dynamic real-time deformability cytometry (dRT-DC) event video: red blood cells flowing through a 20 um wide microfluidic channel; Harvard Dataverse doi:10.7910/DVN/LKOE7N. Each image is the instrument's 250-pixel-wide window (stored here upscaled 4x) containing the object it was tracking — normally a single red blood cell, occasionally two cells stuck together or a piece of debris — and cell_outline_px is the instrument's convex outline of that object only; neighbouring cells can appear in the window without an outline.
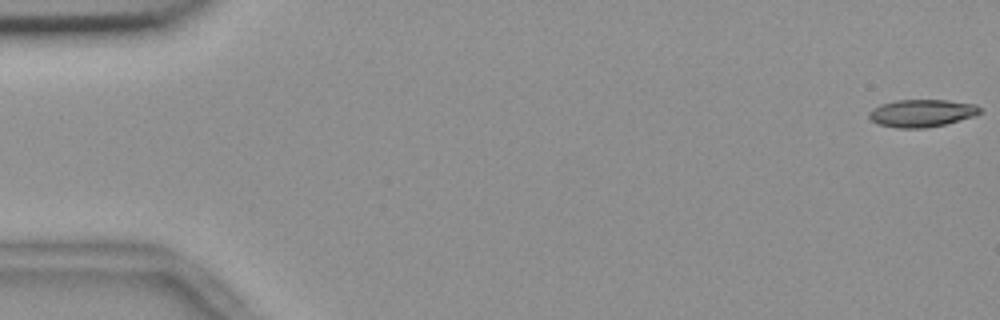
{"species": "common noctule bat (a hibernating species)", "species_latin": "Nyctalus noctula", "temperature_condition": "room temperature", "stored_images_in_passage": 55, "camera_frame_rate_fps": 3000, "um_per_image_px": 0.085, "animal": {"sex": "female", "body_mass_g": 18.4}, "frame": {"image": 1, "passage_image": 1, "time_ms": 0.0, "image_size_px": [1000, 320], "cell_outline_px": [[980, 112], [976, 116], [928, 128], [896, 128], [880, 124], [872, 120], [868, 116], [868, 112], [872, 108], [880, 104], [896, 100], [948, 100], [976, 104], [980, 108]], "centroid_in_image_um": [78.35, 9.61], "position_along_channel_um": 6.7, "area_um2": 17.86}}
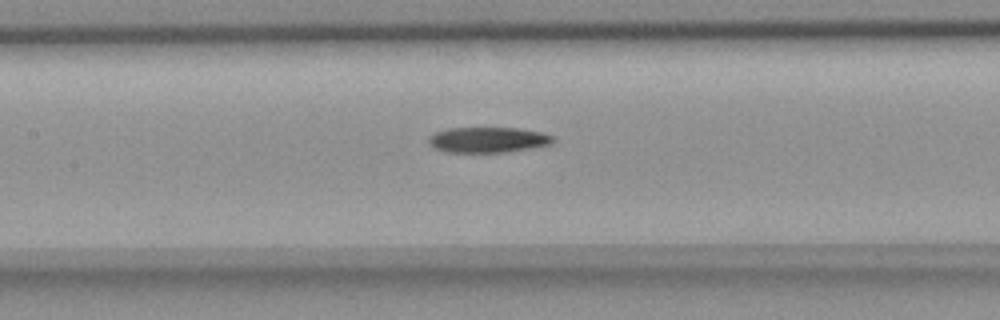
{"frame": {"image": 2, "passage_image": 26, "time_ms": 8.333, "image_size_px": [1000, 320], "cell_outline_px": [[552, 144], [504, 152], [448, 152], [432, 148], [428, 144], [428, 136], [436, 132], [448, 128], [516, 128], [544, 132], [552, 136]], "centroid_in_image_um": [41.42, 11.88], "position_along_channel_um": 166.0, "area_um2": 18.44}}
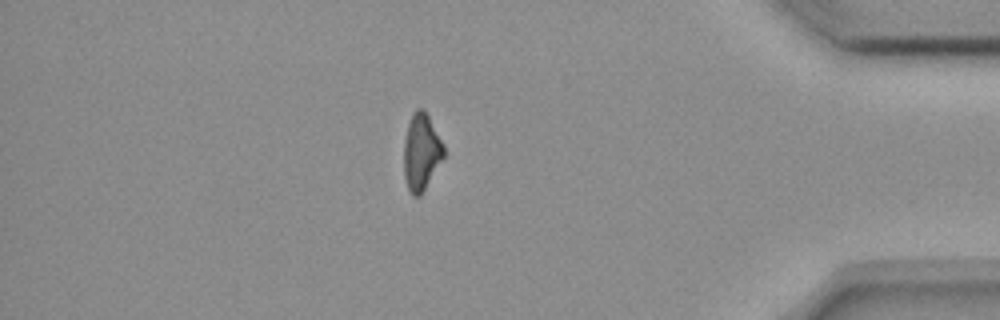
{"frame": {"image": 3, "passage_image": 48, "time_ms": 15.667, "image_size_px": [1000, 320], "cell_outline_px": [[444, 156], [420, 196], [412, 196], [408, 188], [404, 176], [404, 140], [408, 124], [412, 112], [416, 108], [420, 108], [428, 116], [444, 144]], "centroid_in_image_um": [35.8, 12.92], "position_along_channel_um": 399.4, "area_um2": 17.63}}